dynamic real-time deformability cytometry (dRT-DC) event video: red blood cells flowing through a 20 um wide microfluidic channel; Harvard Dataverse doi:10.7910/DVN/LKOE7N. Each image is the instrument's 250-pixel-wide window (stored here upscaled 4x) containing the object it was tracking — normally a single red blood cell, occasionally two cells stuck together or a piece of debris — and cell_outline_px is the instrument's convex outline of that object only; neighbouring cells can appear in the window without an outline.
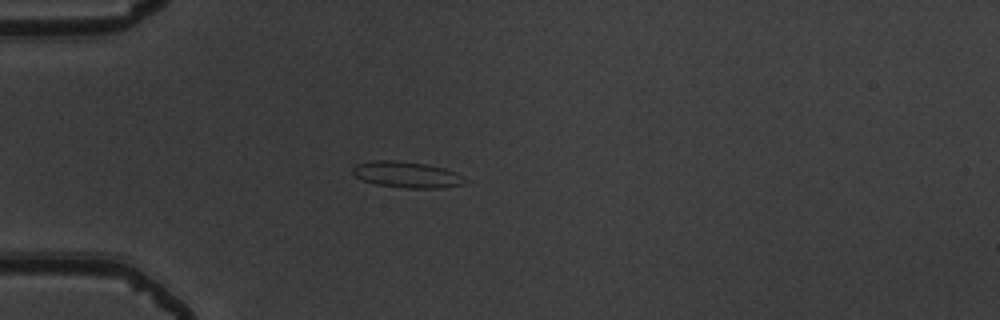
{"species": "common noctule bat (a hibernating species)", "species_latin": "Nyctalus noctula", "temperature_condition": "warm", "stored_images_in_passage": 38, "camera_frame_rate_fps": 3000, "um_per_image_px": 0.085, "animal": {"sex": "male", "body_mass_g": 19.5, "forearm_length_mm": 54.6}, "frame": {"image": 1, "passage_image": 1, "time_ms": 0.0, "image_size_px": [1000, 320], "cell_outline_px": [[468, 180], [464, 184], [444, 188], [404, 188], [376, 184], [364, 180], [356, 176], [352, 172], [352, 168], [356, 164], [372, 160], [396, 160], [428, 164], [444, 168], [456, 172], [464, 176]], "centroid_in_image_um": [34.62, 14.84], "position_along_channel_um": 50.4, "area_um2": 17.34}}
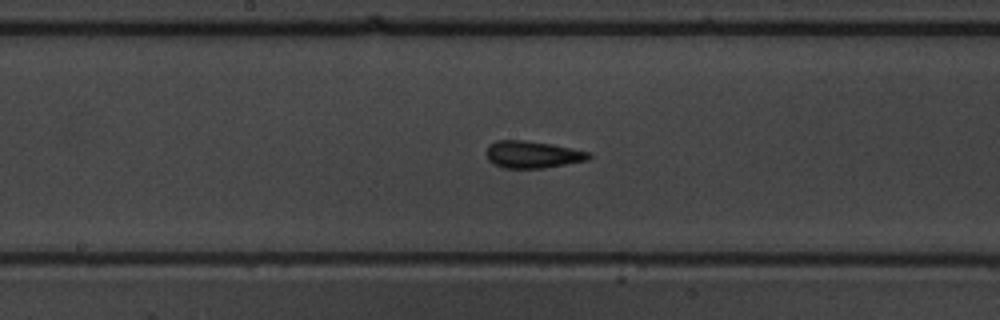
{"frame": {"image": 2, "passage_image": 14, "time_ms": 4.333, "image_size_px": [1000, 320], "cell_outline_px": [[592, 156], [588, 160], [544, 168], [504, 168], [488, 160], [484, 152], [488, 144], [496, 140], [524, 140], [552, 144], [592, 152]], "centroid_in_image_um": [45.25, 13.12], "position_along_channel_um": 202.9, "area_um2": 16.42}}
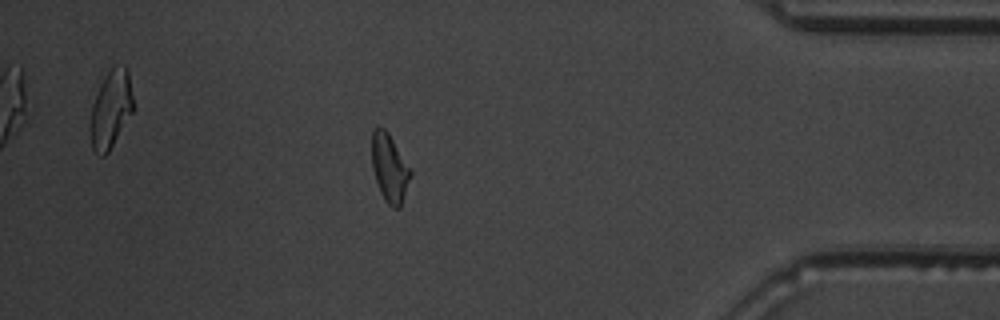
{"frame": {"image": 3, "passage_image": 32, "time_ms": 10.333, "image_size_px": [1000, 320], "cell_outline_px": [[412, 176], [400, 208], [392, 208], [384, 200], [380, 192], [372, 168], [372, 132], [376, 128], [384, 128], [388, 132], [412, 172]], "centroid_in_image_um": [33.12, 14.32], "position_along_channel_um": 402.1, "area_um2": 15.26}, "authors_computed_cell_mechanics": {"area_um2": 15.5193, "velocity_mm_per_s": 3.8967, "shape_relaxation_time_tau1_ms": null, "shape_relaxation_time_tau2_ms": 1.3679, "deformation_change_tau1": null, "deformation_change_tau2": 0.063}}